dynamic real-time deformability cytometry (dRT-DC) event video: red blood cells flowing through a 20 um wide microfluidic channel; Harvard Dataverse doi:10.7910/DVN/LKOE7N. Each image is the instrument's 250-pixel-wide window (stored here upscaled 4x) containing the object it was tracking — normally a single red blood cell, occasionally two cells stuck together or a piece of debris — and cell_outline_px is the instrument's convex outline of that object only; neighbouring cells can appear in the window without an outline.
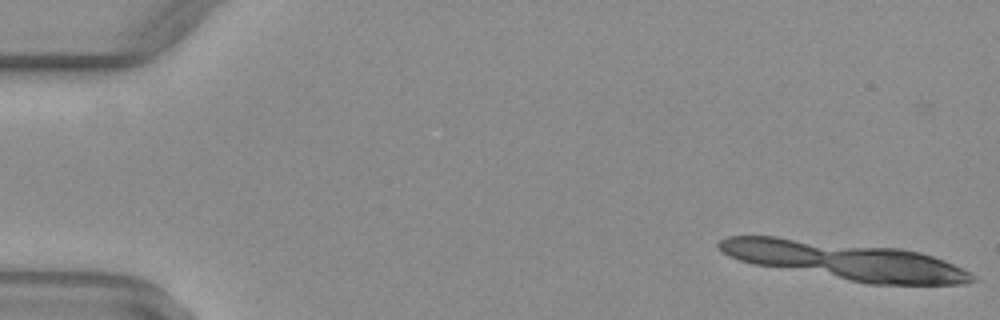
{"species": "common noctule bat (a hibernating species)", "species_latin": "Nyctalus noctula", "temperature_condition": "warm", "stored_images_in_passage": 10, "camera_frame_rate_fps": 3000, "um_per_image_px": 0.085, "animal": {"sex": "female", "body_mass_g": 29.2, "forearm_length_mm": 56.3}, "frame": {"image": 1, "passage_image": 1, "time_ms": 0.0, "image_size_px": [1000, 320], "cell_outline_px": [[952, 268], [948, 280], [936, 284], [904, 284], [864, 280], [848, 276], [848, 252], [908, 252], [924, 256], [936, 260]], "centroid_in_image_um": [76.25, 22.78], "position_along_channel_um": 8.8, "area_um2": 20.17}}